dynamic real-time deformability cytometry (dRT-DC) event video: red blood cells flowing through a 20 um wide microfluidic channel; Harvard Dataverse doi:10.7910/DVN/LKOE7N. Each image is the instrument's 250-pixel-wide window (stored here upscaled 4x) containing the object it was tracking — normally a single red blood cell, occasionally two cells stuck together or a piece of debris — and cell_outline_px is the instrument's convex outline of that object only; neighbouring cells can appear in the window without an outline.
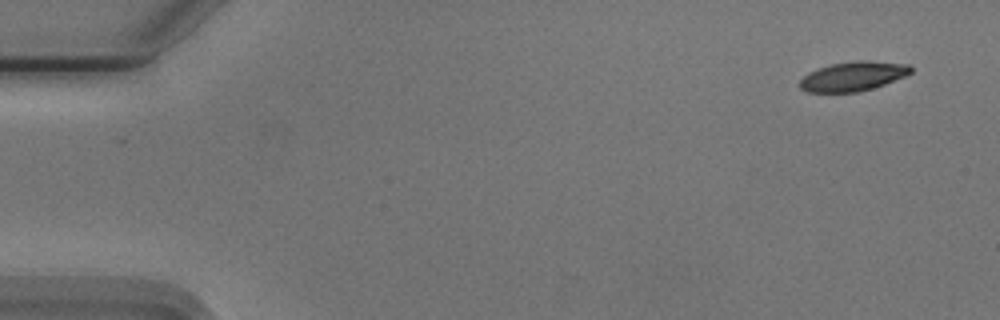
{"species": "Egyptian fruit bat (a non-hibernating species)", "species_latin": "Rousettus aegyptiacus", "temperature_condition": "cold", "stored_images_in_passage": 11, "camera_frame_rate_fps": 3000, "um_per_image_px": 0.085, "animal": {"sex": "male"}, "frame": {"image": 1, "passage_image": 1, "time_ms": 0.0, "image_size_px": [1000, 320], "cell_outline_px": [[912, 72], [904, 76], [884, 84], [872, 88], [856, 92], [808, 92], [800, 88], [800, 80], [808, 72], [832, 64], [856, 60], [868, 60], [908, 64], [912, 68]], "centroid_in_image_um": [72.51, 6.47], "position_along_channel_um": 12.5, "area_um2": 18.84}}